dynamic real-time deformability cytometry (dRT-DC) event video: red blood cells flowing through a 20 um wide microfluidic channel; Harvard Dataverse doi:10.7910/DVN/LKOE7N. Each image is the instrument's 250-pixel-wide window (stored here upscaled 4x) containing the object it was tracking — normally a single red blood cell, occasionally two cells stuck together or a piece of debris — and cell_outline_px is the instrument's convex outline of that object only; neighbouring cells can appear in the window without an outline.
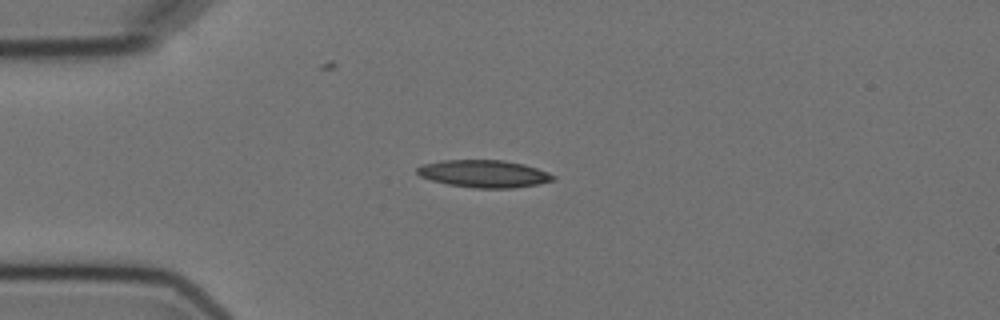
{"species": "Egyptian fruit bat (a non-hibernating species)", "species_latin": "Rousettus aegyptiacus", "temperature_condition": "cold", "stored_images_in_passage": 4, "camera_frame_rate_fps": 3000, "um_per_image_px": 0.085, "animal": {"sex": "female"}, "frame": {"image": 1, "passage_image": 3, "time_ms": 2.333, "image_size_px": [1000, 320], "cell_outline_px": [[556, 180], [536, 184], [512, 188], [476, 188], [448, 184], [432, 180], [420, 176], [416, 172], [416, 168], [424, 164], [444, 160], [504, 160], [524, 164], [548, 172], [556, 176]], "centroid_in_image_um": [41.16, 14.76], "position_along_channel_um": 43.8, "area_um2": 21.62}}